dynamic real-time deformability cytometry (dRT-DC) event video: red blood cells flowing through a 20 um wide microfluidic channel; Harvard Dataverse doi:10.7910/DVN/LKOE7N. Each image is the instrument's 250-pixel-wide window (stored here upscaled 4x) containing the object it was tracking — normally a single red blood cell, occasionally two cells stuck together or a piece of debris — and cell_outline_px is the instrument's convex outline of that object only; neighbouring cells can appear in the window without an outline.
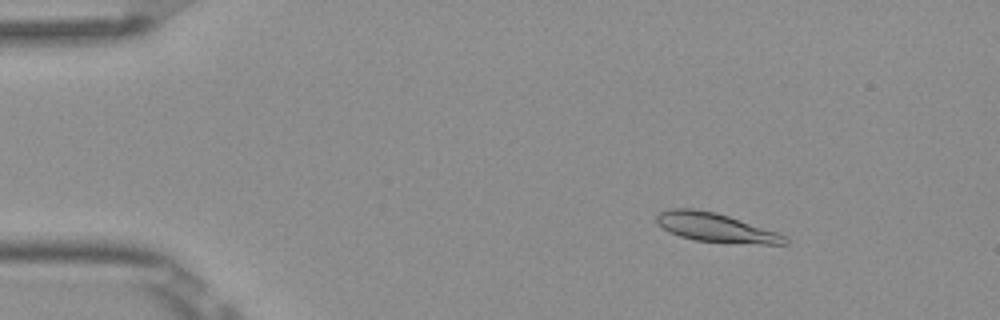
{"species": "Egyptian fruit bat (a non-hibernating species)", "species_latin": "Rousettus aegyptiacus", "temperature_condition": "room temperature", "stored_images_in_passage": 46, "camera_frame_rate_fps": 3000, "um_per_image_px": 0.085, "frame": {"image": 1, "passage_image": 1, "time_ms": 0.0, "image_size_px": [1000, 320], "cell_outline_px": [[788, 244], [760, 244], [696, 240], [680, 236], [668, 232], [656, 220], [656, 216], [660, 212], [672, 208], [692, 208], [716, 212], [788, 236]], "centroid_in_image_um": [60.84, 19.34], "position_along_channel_um": 24.2, "area_um2": 21.27}}
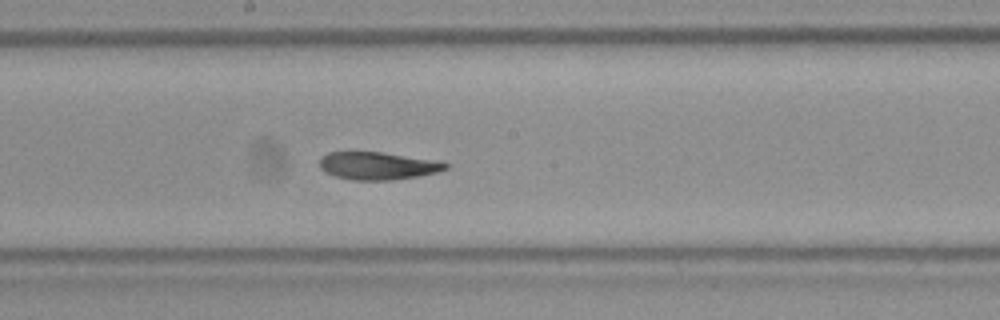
{"frame": {"image": 2, "passage_image": 22, "time_ms": 7.0, "image_size_px": [1000, 320], "cell_outline_px": [[448, 168], [436, 172], [420, 176], [392, 180], [352, 180], [336, 176], [324, 172], [320, 168], [320, 156], [328, 152], [380, 152], [436, 160], [448, 164]], "centroid_in_image_um": [32.08, 14.09], "position_along_channel_um": 216.1, "area_um2": 20.29}}
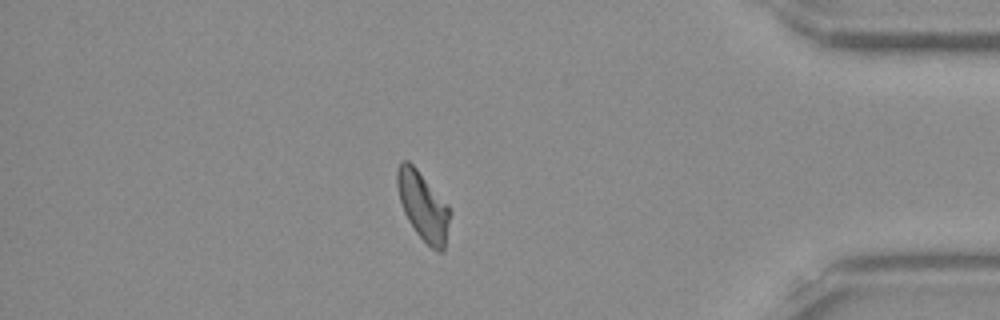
{"frame": {"image": 3, "passage_image": 39, "time_ms": 12.667, "image_size_px": [1000, 320], "cell_outline_px": [[452, 212], [444, 248], [440, 252], [432, 248], [416, 232], [408, 220], [404, 212], [400, 200], [396, 184], [396, 168], [400, 160], [408, 160], [416, 168], [448, 204]], "centroid_in_image_um": [35.96, 17.48], "position_along_channel_um": 399.2, "area_um2": 21.04}, "authors_computed_cell_mechanics": {"area_um2": 21.2415, "velocity_mm_per_s": 3.8533, "shape_relaxation_time_tau1_ms": 5.8947, "shape_relaxation_time_tau2_ms": 4.4165, "deformation_change_tau1": 0.1763, "deformation_change_tau2": 0.0582}}